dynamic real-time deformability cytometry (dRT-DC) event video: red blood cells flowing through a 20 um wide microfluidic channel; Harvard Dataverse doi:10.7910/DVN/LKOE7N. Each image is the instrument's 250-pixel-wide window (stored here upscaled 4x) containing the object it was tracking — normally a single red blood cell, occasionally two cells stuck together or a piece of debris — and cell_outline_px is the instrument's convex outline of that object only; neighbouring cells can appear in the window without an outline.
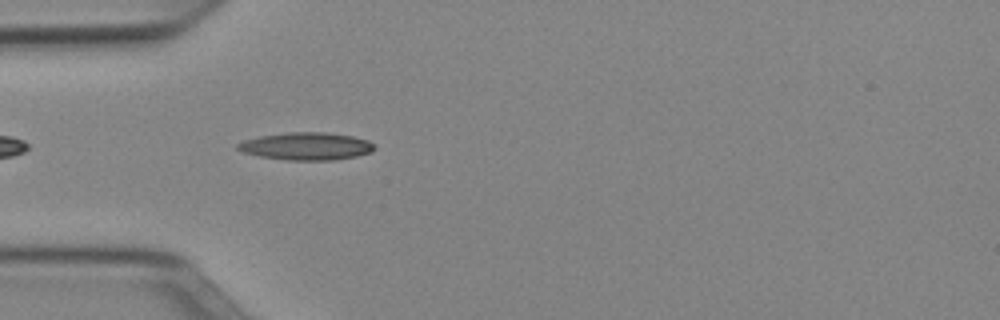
{"species": "Egyptian fruit bat (a non-hibernating species)", "species_latin": "Rousettus aegyptiacus", "temperature_condition": "cold", "stored_images_in_passage": 38, "camera_frame_rate_fps": 3000, "um_per_image_px": 0.085, "animal": {"sex": "female"}, "frame": {"image": 1, "passage_image": 3, "time_ms": 0.667, "image_size_px": [1000, 320], "cell_outline_px": [[376, 148], [372, 152], [356, 156], [332, 160], [288, 160], [260, 156], [244, 152], [236, 148], [236, 144], [244, 140], [260, 136], [288, 132], [324, 132], [352, 136], [368, 140], [376, 144]], "centroid_in_image_um": [26.07, 12.42], "position_along_channel_um": 58.9, "area_um2": 21.96}}
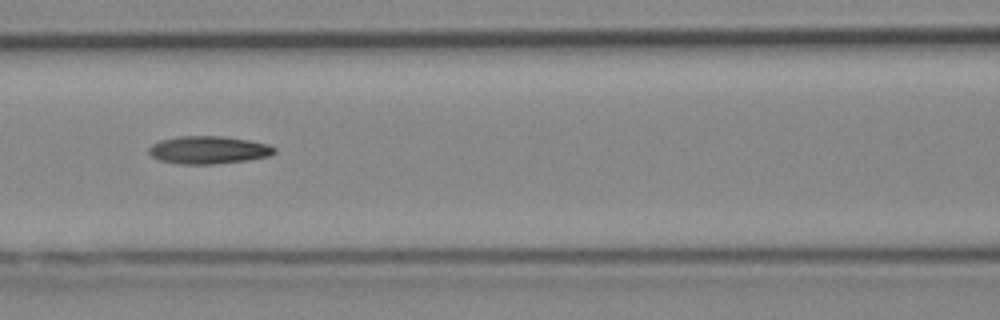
{"frame": {"image": 2, "passage_image": 10, "time_ms": 3.0, "image_size_px": [1000, 320], "cell_outline_px": [[276, 152], [268, 156], [248, 160], [216, 164], [180, 164], [160, 160], [152, 156], [148, 152], [148, 148], [152, 144], [160, 140], [176, 136], [224, 136], [248, 140], [268, 144], [276, 148]], "centroid_in_image_um": [17.71, 12.74], "position_along_channel_um": 148.9, "area_um2": 20.4}}
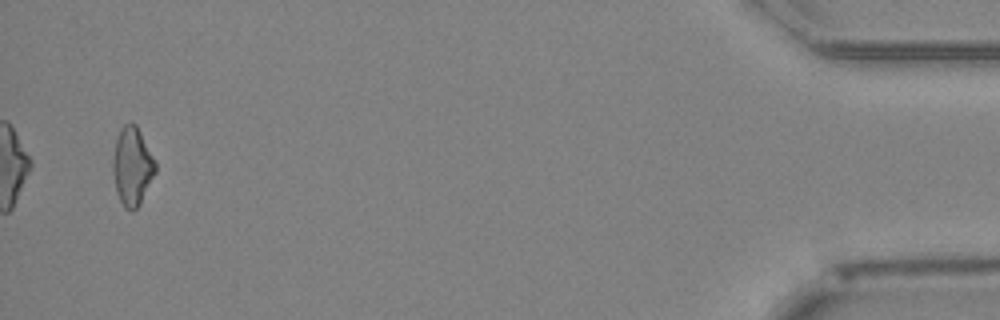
{"frame": {"image": 3, "passage_image": 37, "time_ms": 12.0, "image_size_px": [1000, 320], "cell_outline_px": [[156, 172], [140, 204], [132, 212], [124, 208], [116, 192], [112, 172], [112, 156], [116, 140], [120, 128], [124, 124], [136, 124], [156, 160]], "centroid_in_image_um": [11.23, 14.15], "position_along_channel_um": 424.0, "area_um2": 19.65}, "authors_computed_cell_mechanics": {"area_um2": 19.6231, "velocity_mm_per_s": 3.9826, "shape_relaxation_time_tau1_ms": null, "shape_relaxation_time_tau2_ms": 4.9745, "deformation_change_tau1": null, "deformation_change_tau2": 0.1546}}